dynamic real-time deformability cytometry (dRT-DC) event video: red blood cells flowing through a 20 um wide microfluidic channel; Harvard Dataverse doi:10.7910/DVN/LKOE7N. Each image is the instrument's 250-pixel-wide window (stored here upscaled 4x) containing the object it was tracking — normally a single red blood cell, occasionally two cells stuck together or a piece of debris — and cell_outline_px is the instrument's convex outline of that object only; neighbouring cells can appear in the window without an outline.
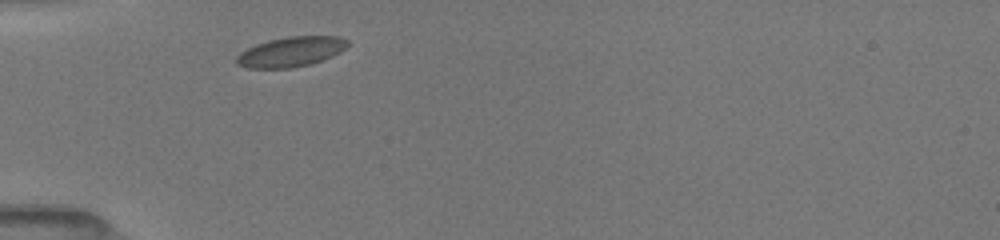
{"species": "common noctule bat (a hibernating species)", "species_latin": "Nyctalus noctula", "temperature_condition": "room temperature", "stored_images_in_passage": 17, "camera_frame_rate_fps": 3000, "um_per_image_px": 0.085, "animal": {"sex": "female", "body_mass_g": 19.5, "forearm_length_mm": 54.1}, "frame": {"image": 1, "passage_image": 1, "time_ms": 0.0, "image_size_px": [1000, 240], "cell_outline_px": [[348, 44], [340, 52], [332, 56], [312, 64], [292, 68], [248, 68], [236, 64], [236, 56], [240, 52], [256, 44], [268, 40], [288, 36], [340, 36], [348, 40]], "centroid_in_image_um": [24.72, 4.4], "position_along_channel_um": 60.3, "area_um2": 19.48}}
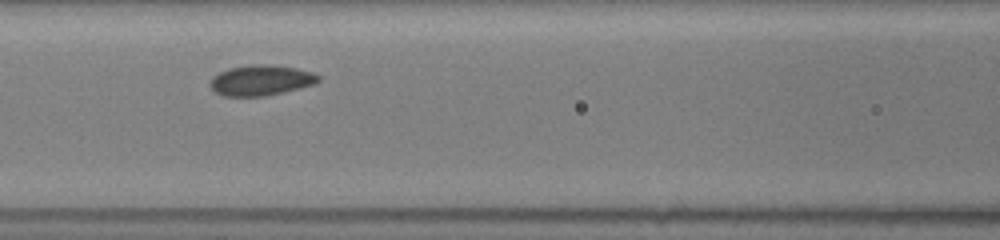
{"frame": {"image": 2, "passage_image": 5, "time_ms": 2.333, "image_size_px": [1000, 240], "cell_outline_px": [[320, 80], [316, 84], [300, 88], [264, 96], [220, 96], [208, 84], [208, 80], [212, 76], [228, 68], [252, 64], [272, 64], [296, 68], [312, 72], [320, 76]], "centroid_in_image_um": [22.16, 6.82], "position_along_channel_um": 144.4, "area_um2": 19.48}}
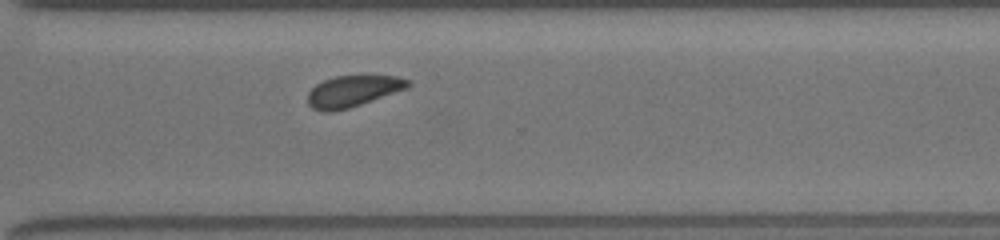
{"frame": {"image": 3, "passage_image": 17, "time_ms": 7.333, "image_size_px": [1000, 240], "cell_outline_px": [[412, 84], [408, 88], [348, 108], [332, 112], [320, 112], [312, 108], [308, 104], [308, 92], [316, 84], [324, 80], [336, 76], [396, 76], [412, 80]], "centroid_in_image_um": [30.0, 7.75], "position_along_channel_um": 340.6, "area_um2": 18.26}}